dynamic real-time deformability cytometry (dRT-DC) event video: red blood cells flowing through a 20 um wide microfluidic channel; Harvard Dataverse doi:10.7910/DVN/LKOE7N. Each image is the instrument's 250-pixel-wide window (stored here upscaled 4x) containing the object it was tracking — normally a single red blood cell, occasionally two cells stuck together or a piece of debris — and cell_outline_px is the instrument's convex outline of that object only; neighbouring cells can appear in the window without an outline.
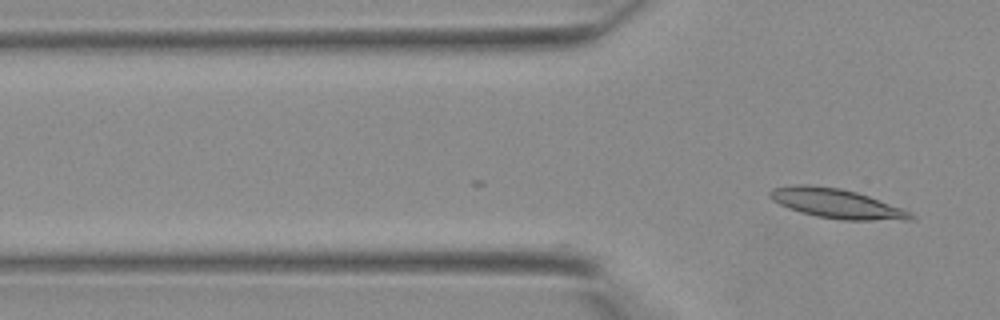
{"species": "Egyptian fruit bat (a non-hibernating species)", "species_latin": "Rousettus aegyptiacus", "temperature_condition": "warm", "stored_images_in_passage": 5, "camera_frame_rate_fps": 3000, "um_per_image_px": 0.085, "animal": {"sex": "female"}, "frame": {"image": 1, "passage_image": 5, "time_ms": 1.333, "image_size_px": [1000, 320], "cell_outline_px": [[916, 216], [912, 220], [844, 220], [816, 216], [800, 212], [788, 208], [772, 200], [768, 196], [768, 192], [772, 188], [800, 184], [804, 184], [840, 188], [856, 192], [868, 196], [900, 208]], "centroid_in_image_um": [71.06, 17.3], "position_along_channel_um": 54.7, "area_um2": 23.93}}